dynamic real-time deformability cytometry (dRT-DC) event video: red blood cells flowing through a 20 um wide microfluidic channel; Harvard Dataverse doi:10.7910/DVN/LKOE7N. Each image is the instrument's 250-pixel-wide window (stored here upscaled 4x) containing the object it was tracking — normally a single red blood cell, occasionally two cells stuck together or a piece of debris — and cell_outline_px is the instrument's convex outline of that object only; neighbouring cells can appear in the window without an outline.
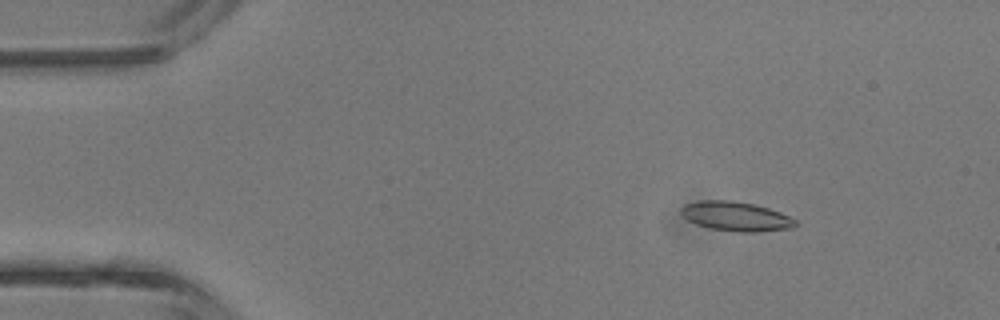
{"species": "common noctule bat (a hibernating species)", "species_latin": "Nyctalus noctula", "temperature_condition": "room temperature", "stored_images_in_passage": 3, "camera_frame_rate_fps": 3000, "um_per_image_px": 0.085, "animal": {"sex": "male", "body_mass_g": 13.3}, "frame": {"image": 1, "passage_image": 2, "time_ms": 1.333, "image_size_px": [1000, 320], "cell_outline_px": [[800, 224], [792, 228], [760, 232], [740, 232], [708, 228], [696, 224], [688, 220], [680, 212], [680, 208], [684, 204], [700, 200], [732, 200], [756, 204], [780, 212], [796, 220]], "centroid_in_image_um": [62.56, 18.39], "position_along_channel_um": 22.4, "area_um2": 19.83}}